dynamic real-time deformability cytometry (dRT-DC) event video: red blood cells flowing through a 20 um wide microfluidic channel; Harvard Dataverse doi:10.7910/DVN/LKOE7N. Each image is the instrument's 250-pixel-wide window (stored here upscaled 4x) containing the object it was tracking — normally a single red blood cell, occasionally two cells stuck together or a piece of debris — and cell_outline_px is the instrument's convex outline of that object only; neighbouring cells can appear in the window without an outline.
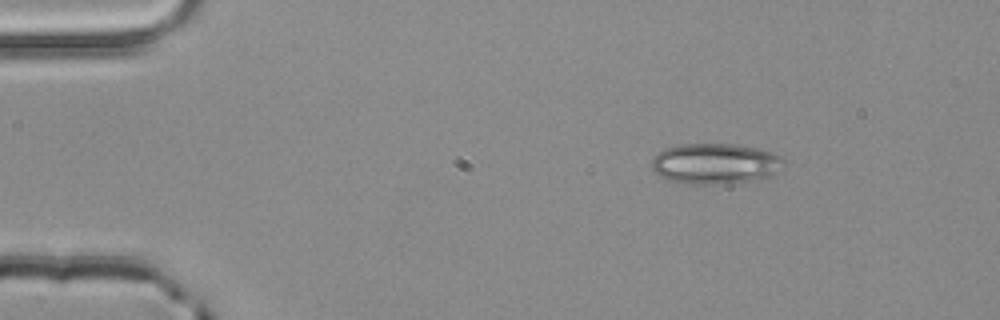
{"species": "common noctule bat (a hibernating species)", "species_latin": "Nyctalus noctula", "temperature_condition": "room temperature", "stored_images_in_passage": 2, "camera_frame_rate_fps": 3000, "um_per_image_px": 0.085, "animal": {"sex": "male", "body_mass_g": 20.4}, "frame": {"image": 1, "passage_image": 1, "time_ms": 0.0, "image_size_px": [1000, 320], "cell_outline_px": [[784, 160], [776, 172], [772, 176], [756, 180], [728, 184], [676, 184], [660, 176], [652, 168], [652, 156], [664, 148], [680, 144], [736, 144], [756, 148], [780, 156]], "centroid_in_image_um": [60.73, 13.93], "position_along_channel_um": 24.3, "area_um2": 31.56}}